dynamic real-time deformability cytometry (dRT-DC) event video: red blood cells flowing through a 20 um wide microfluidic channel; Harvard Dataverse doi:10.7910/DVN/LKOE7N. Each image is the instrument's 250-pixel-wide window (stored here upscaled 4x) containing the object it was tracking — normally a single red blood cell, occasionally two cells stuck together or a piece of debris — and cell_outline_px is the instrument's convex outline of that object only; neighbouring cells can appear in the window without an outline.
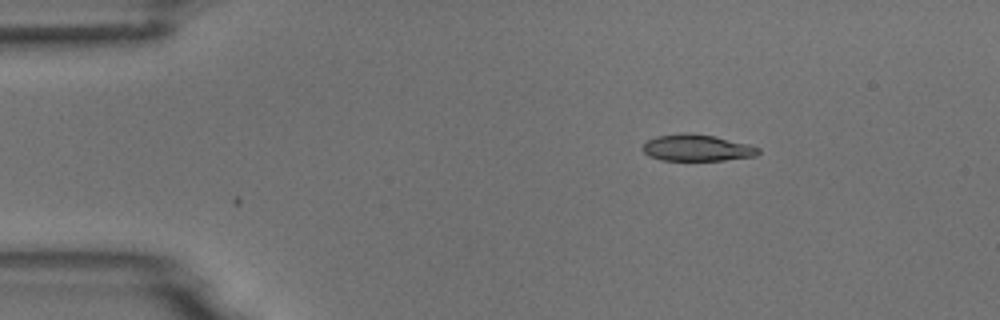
{"species": "common noctule bat (a hibernating species)", "species_latin": "Nyctalus noctula", "temperature_condition": "room temperature", "stored_images_in_passage": 2, "camera_frame_rate_fps": 3000, "um_per_image_px": 0.085, "animal": {"sex": "male", "body_mass_g": 18.8}, "frame": {"image": 1, "passage_image": 1, "time_ms": 0.0, "image_size_px": [1000, 320], "cell_outline_px": [[760, 152], [756, 156], [724, 160], [660, 160], [648, 156], [640, 148], [648, 140], [656, 136], [680, 132], [688, 132], [716, 136], [748, 144], [760, 148]], "centroid_in_image_um": [59.22, 12.55], "position_along_channel_um": 25.8, "area_um2": 18.15}}